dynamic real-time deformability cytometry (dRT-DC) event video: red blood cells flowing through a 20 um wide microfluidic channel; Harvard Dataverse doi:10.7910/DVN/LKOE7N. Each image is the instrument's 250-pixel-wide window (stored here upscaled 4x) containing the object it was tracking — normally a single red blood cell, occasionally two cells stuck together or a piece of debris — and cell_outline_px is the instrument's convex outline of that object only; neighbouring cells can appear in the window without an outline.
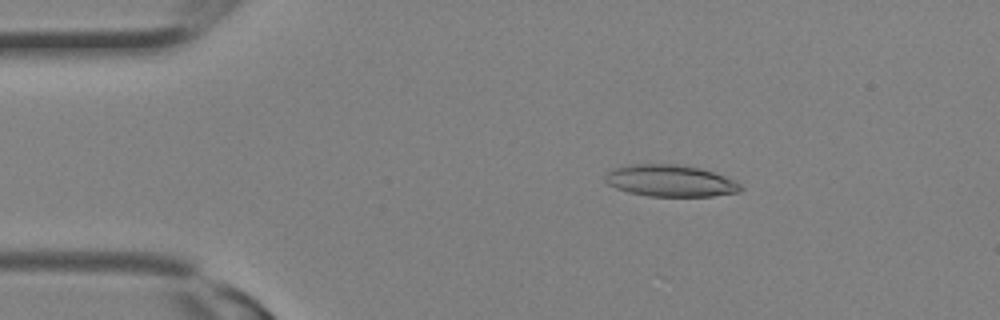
{"species": "Egyptian fruit bat (a non-hibernating species)", "species_latin": "Rousettus aegyptiacus", "temperature_condition": "room temperature", "stored_images_in_passage": 16, "camera_frame_rate_fps": 3000, "um_per_image_px": 0.085, "animal": {"sex": "female"}, "frame": {"image": 1, "passage_image": 3, "time_ms": 0.667, "image_size_px": [1000, 320], "cell_outline_px": [[744, 188], [740, 192], [712, 196], [648, 196], [628, 192], [616, 188], [608, 184], [604, 180], [604, 176], [608, 172], [616, 168], [632, 164], [676, 164], [700, 168], [724, 176], [740, 184]], "centroid_in_image_um": [56.97, 15.37], "position_along_channel_um": 28.0, "area_um2": 24.91}}
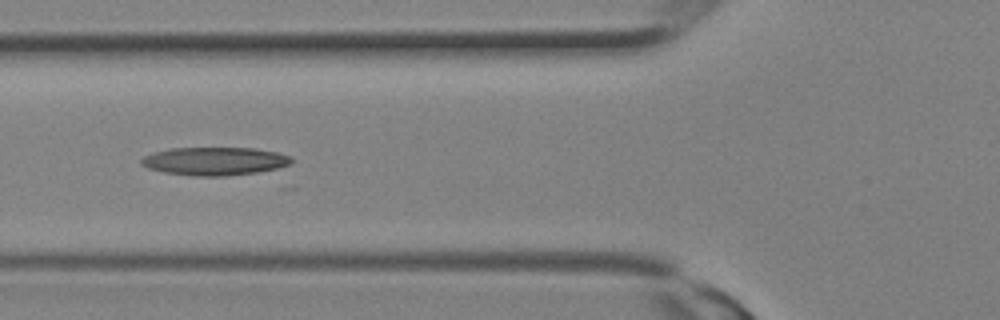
{"frame": {"image": 2, "passage_image": 9, "time_ms": 2.667, "image_size_px": [1000, 320], "cell_outline_px": [[292, 164], [276, 168], [256, 172], [224, 176], [192, 176], [164, 172], [148, 168], [140, 164], [140, 160], [144, 156], [168, 148], [256, 148], [280, 152], [292, 156]], "centroid_in_image_um": [18.27, 13.69], "position_along_channel_um": 107.5, "area_um2": 24.74}}
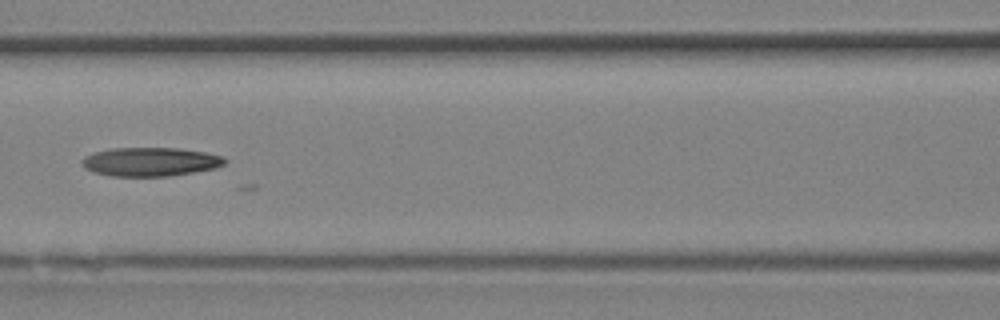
{"frame": {"image": 3, "passage_image": 11, "time_ms": 3.333, "image_size_px": [1000, 320], "cell_outline_px": [[228, 160], [224, 164], [216, 168], [168, 176], [112, 176], [92, 172], [84, 168], [80, 160], [84, 156], [96, 152], [112, 148], [176, 148], [204, 152], [224, 156]], "centroid_in_image_um": [12.77, 13.75], "position_along_channel_um": 153.8, "area_um2": 23.99}}